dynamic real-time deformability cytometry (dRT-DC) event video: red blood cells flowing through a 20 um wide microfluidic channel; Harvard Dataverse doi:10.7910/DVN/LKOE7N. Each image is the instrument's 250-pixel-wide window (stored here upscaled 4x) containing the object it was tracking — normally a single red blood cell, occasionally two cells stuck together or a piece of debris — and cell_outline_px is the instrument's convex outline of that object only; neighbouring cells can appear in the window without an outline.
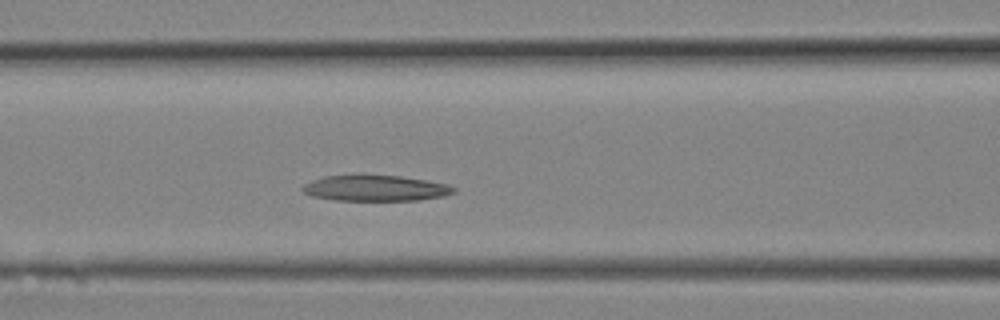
{"species": "Egyptian fruit bat (a non-hibernating species)", "species_latin": "Rousettus aegyptiacus", "temperature_condition": "room temperature", "stored_images_in_passage": 4, "camera_frame_rate_fps": 3000, "um_per_image_px": 0.085, "animal": {"sex": "female"}, "frame": {"image": 1, "passage_image": 4, "time_ms": 1.0, "image_size_px": [1000, 320], "cell_outline_px": [[456, 192], [444, 196], [420, 200], [336, 200], [312, 196], [304, 192], [300, 188], [304, 184], [312, 180], [324, 176], [360, 172], [364, 172], [400, 176], [428, 180], [448, 184], [456, 188]], "centroid_in_image_um": [31.9, 15.95], "position_along_channel_um": 134.7, "area_um2": 23.7}}